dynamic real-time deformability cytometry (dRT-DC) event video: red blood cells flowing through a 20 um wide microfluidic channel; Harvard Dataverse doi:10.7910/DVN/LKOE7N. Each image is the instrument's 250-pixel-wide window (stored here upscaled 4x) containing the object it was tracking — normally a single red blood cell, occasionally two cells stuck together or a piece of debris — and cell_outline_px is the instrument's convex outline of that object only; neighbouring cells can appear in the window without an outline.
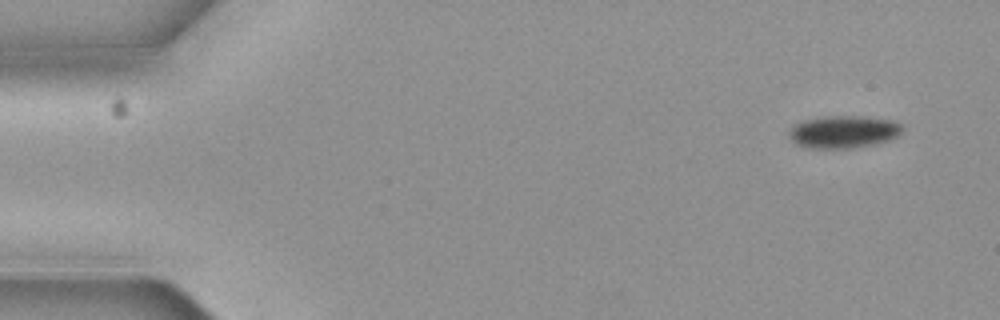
{"species": "common noctule bat (a hibernating species)", "species_latin": "Nyctalus noctula", "temperature_condition": "cold", "stored_images_in_passage": 9, "camera_frame_rate_fps": 3000, "um_per_image_px": 0.085, "animal": {"sex": "female", "body_mass_g": 19.3, "forearm_length_mm": 54.1}, "frame": {"image": 1, "passage_image": 1, "time_ms": 0.0, "image_size_px": [1000, 320], "cell_outline_px": [[900, 132], [896, 136], [888, 140], [876, 144], [852, 148], [808, 148], [796, 144], [792, 140], [788, 132], [796, 124], [804, 120], [828, 116], [860, 116], [888, 120], [900, 124]], "centroid_in_image_um": [71.66, 11.22], "position_along_channel_um": 13.3, "area_um2": 21.04}}
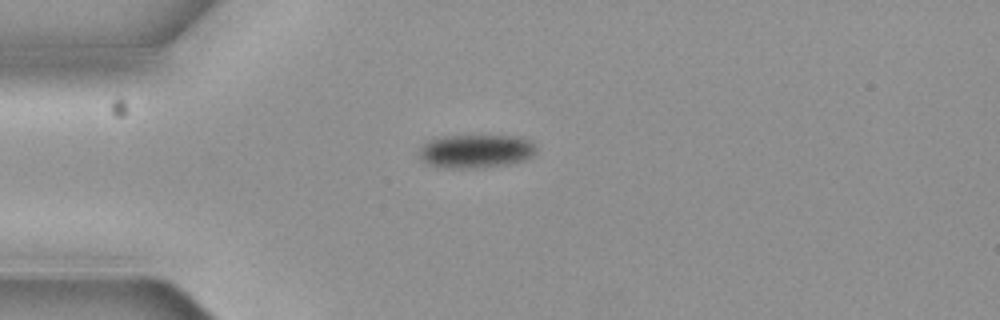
{"frame": {"image": 2, "passage_image": 3, "time_ms": 0.667, "image_size_px": [1000, 320], "cell_outline_px": [[536, 152], [528, 160], [512, 164], [488, 168], [436, 168], [424, 164], [420, 156], [420, 148], [428, 140], [436, 136], [520, 136], [532, 140], [536, 144]], "centroid_in_image_um": [40.48, 12.87], "position_along_channel_um": 44.5, "area_um2": 23.76}}
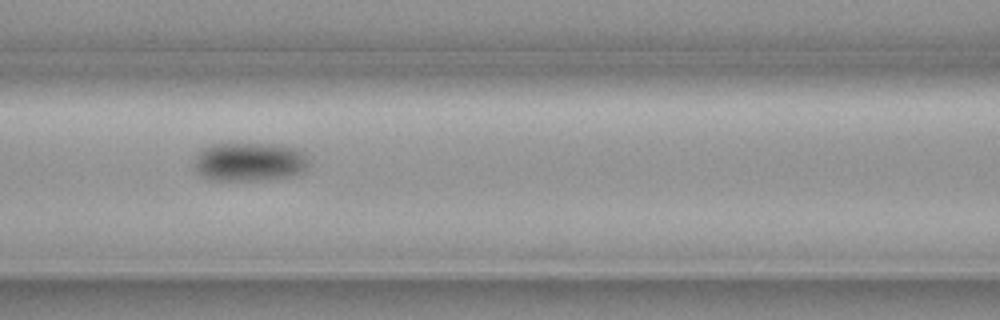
{"frame": {"image": 3, "passage_image": 6, "time_ms": 1.667, "image_size_px": [1000, 320], "cell_outline_px": [[308, 164], [304, 172], [292, 176], [264, 180], [212, 180], [200, 176], [196, 172], [196, 156], [204, 148], [212, 144], [280, 144], [296, 148], [304, 152], [308, 156]], "centroid_in_image_um": [21.26, 13.76], "position_along_channel_um": 145.3, "area_um2": 26.07}}